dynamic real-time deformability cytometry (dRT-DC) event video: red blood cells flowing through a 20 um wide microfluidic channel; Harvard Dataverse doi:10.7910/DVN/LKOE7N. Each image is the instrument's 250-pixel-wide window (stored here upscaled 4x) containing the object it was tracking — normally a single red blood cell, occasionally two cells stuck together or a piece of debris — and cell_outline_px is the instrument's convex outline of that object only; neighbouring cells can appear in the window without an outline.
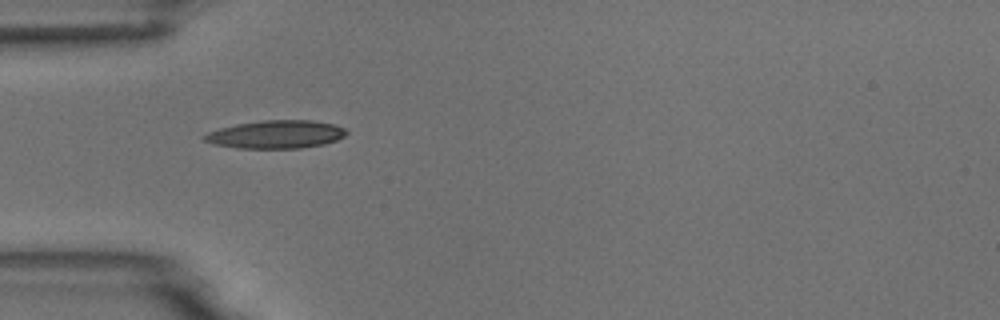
{"species": "common noctule bat (a hibernating species)", "species_latin": "Nyctalus noctula", "temperature_condition": "room temperature", "stored_images_in_passage": 5, "camera_frame_rate_fps": 3000, "um_per_image_px": 0.085, "animal": {"sex": "male", "body_mass_g": 18.8}, "frame": {"image": 1, "passage_image": 4, "time_ms": 4.667, "image_size_px": [1000, 320], "cell_outline_px": [[348, 132], [344, 136], [336, 140], [324, 144], [300, 148], [236, 148], [216, 144], [204, 140], [200, 136], [208, 132], [220, 128], [236, 124], [264, 120], [312, 120], [336, 124], [344, 128]], "centroid_in_image_um": [23.47, 11.42], "position_along_channel_um": 61.5, "area_um2": 23.24}}